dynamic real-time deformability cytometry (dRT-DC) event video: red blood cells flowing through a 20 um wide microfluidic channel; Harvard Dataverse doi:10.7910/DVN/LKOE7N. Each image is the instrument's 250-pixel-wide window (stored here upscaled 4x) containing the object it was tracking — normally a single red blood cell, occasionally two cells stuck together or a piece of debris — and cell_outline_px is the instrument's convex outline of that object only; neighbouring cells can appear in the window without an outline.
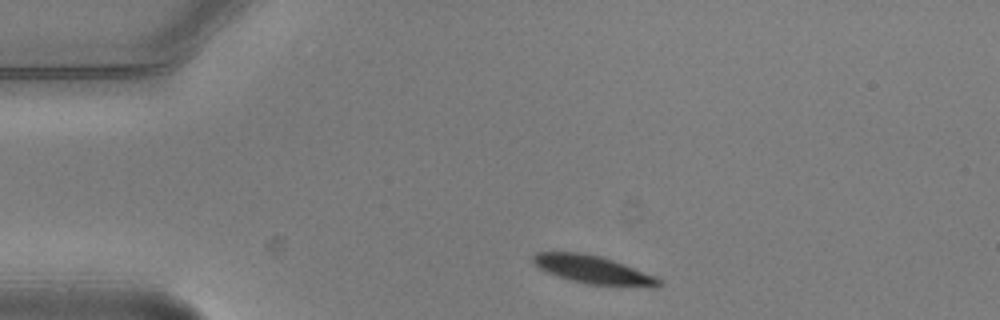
{"species": "common noctule bat (a hibernating species)", "species_latin": "Nyctalus noctula", "temperature_condition": "warm", "stored_images_in_passage": 3, "camera_frame_rate_fps": 3000, "um_per_image_px": 0.085, "animal": {"sex": "male", "body_mass_g": 20.5, "forearm_length_mm": 52.5}, "frame": {"image": 1, "passage_image": 1, "time_ms": 0.0, "image_size_px": [1000, 320], "cell_outline_px": [[660, 284], [588, 284], [556, 276], [540, 268], [532, 260], [532, 256], [536, 252], [584, 252], [600, 256], [612, 260], [656, 276], [660, 280]], "centroid_in_image_um": [50.24, 22.86], "position_along_channel_um": 34.8, "area_um2": 19.48}}
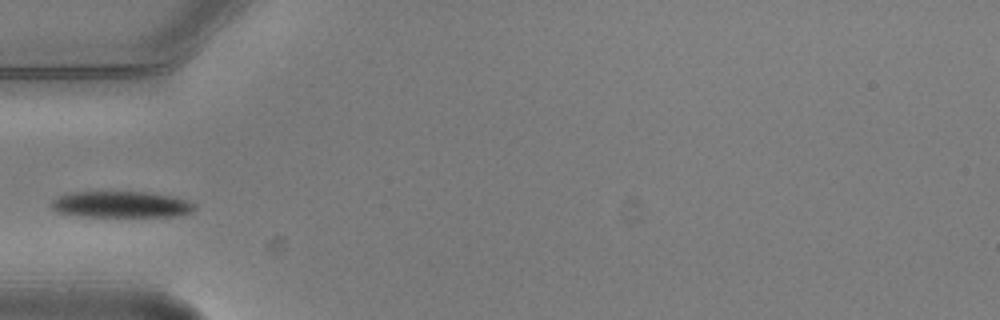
{"frame": {"image": 2, "passage_image": 3, "time_ms": 0.667, "image_size_px": [1000, 320], "cell_outline_px": [[196, 208], [192, 212], [176, 216], [80, 216], [56, 212], [52, 208], [52, 200], [56, 196], [68, 192], [144, 192], [172, 196], [188, 200], [196, 204]], "centroid_in_image_um": [10.29, 17.37], "position_along_channel_um": 74.7, "area_um2": 22.02}}